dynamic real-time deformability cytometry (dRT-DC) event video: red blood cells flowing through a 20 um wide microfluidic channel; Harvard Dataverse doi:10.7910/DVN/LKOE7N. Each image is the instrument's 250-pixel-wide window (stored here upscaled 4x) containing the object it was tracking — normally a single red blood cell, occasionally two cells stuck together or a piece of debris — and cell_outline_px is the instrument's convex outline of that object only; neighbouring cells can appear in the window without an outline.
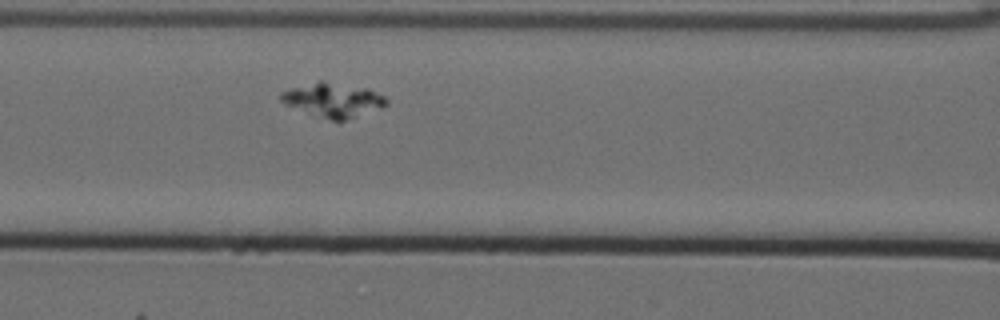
{"species": "Egyptian fruit bat (a non-hibernating species)", "species_latin": "Rousettus aegyptiacus", "temperature_condition": "cold", "stored_images_in_passage": 3, "camera_frame_rate_fps": 3000, "um_per_image_px": 0.085, "animal": {"sex": "female"}, "frame": {"image": 1, "passage_image": 3, "time_ms": 0.667, "image_size_px": [1000, 320], "cell_outline_px": [[388, 104], [384, 108], [344, 120], [332, 120], [308, 112], [288, 104], [280, 100], [280, 92], [292, 88], [320, 80], [324, 80], [368, 88], [384, 96], [388, 100]], "centroid_in_image_um": [28.4, 8.47], "position_along_channel_um": 138.2, "area_um2": 20.75}}